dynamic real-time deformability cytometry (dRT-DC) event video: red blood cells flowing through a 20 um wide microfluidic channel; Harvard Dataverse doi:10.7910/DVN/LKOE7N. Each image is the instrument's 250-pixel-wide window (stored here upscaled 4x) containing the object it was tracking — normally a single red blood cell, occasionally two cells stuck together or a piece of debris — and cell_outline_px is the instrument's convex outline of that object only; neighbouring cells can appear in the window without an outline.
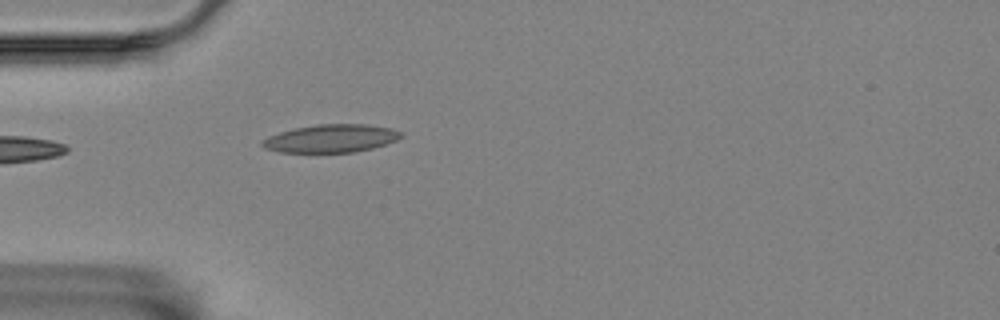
{"species": "Egyptian fruit bat (a non-hibernating species)", "species_latin": "Rousettus aegyptiacus", "temperature_condition": "room temperature", "stored_images_in_passage": 5, "camera_frame_rate_fps": 3000, "um_per_image_px": 0.085, "animal": {"sex": "female"}, "frame": {"image": 1, "passage_image": 1, "time_ms": 0.0, "image_size_px": [1000, 320], "cell_outline_px": [[404, 136], [396, 140], [372, 148], [352, 152], [280, 152], [264, 148], [260, 144], [260, 140], [268, 136], [280, 132], [296, 128], [316, 124], [364, 124], [392, 128], [400, 132]], "centroid_in_image_um": [28.1, 11.76], "position_along_channel_um": 56.9, "area_um2": 22.54}}
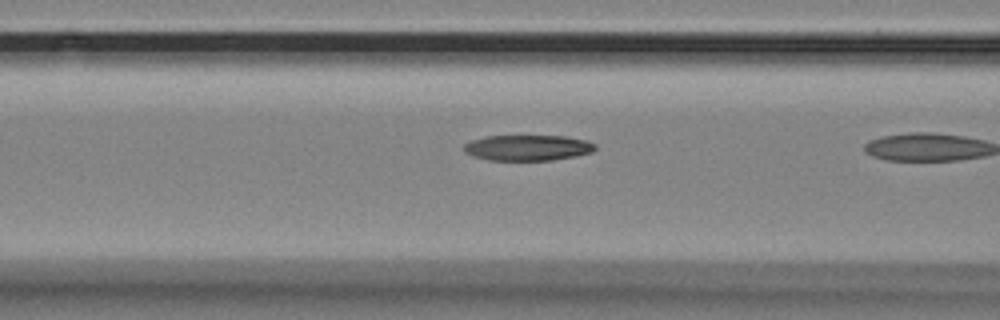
{"frame": {"image": 2, "passage_image": 4, "time_ms": 1.0, "image_size_px": [1000, 320], "cell_outline_px": [[596, 148], [592, 152], [552, 160], [488, 160], [472, 156], [464, 152], [464, 144], [472, 140], [488, 136], [564, 136], [584, 140], [596, 144]], "centroid_in_image_um": [44.82, 12.56], "position_along_channel_um": 121.8, "area_um2": 19.48}}